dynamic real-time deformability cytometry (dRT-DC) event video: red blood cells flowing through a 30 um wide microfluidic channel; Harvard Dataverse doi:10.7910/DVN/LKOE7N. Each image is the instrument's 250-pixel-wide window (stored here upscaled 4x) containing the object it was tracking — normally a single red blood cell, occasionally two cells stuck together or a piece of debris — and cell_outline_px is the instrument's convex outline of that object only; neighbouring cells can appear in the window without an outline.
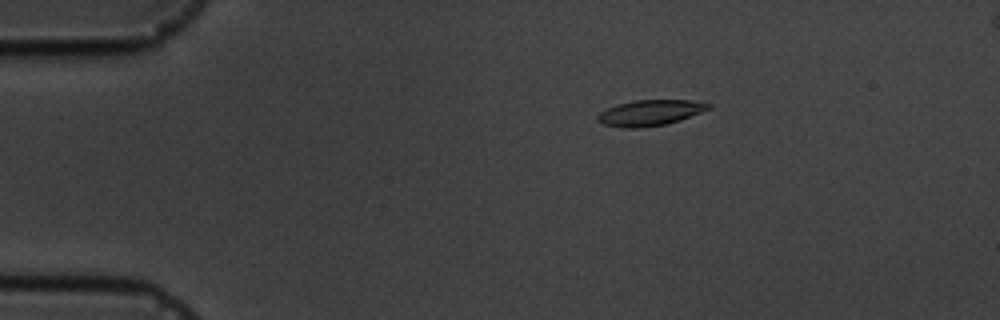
{"species": "common noctule bat (a hibernating species)", "species_latin": "Nyctalus noctula", "temperature_condition": "cold", "stored_images_in_passage": 6, "camera_frame_rate_fps": 3000, "um_per_image_px": 0.085, "animal": {"sex": "male", "body_mass_g": 19.5, "forearm_length_mm": 54.6}, "frame": {"image": 1, "passage_image": 1, "time_ms": 0.0, "image_size_px": [1000, 320], "cell_outline_px": [[712, 108], [680, 120], [668, 124], [636, 128], [624, 128], [604, 124], [596, 120], [596, 116], [600, 112], [616, 104], [632, 100], [692, 100], [712, 104]], "centroid_in_image_um": [55.26, 9.58], "position_along_channel_um": 29.7, "area_um2": 16.76}}
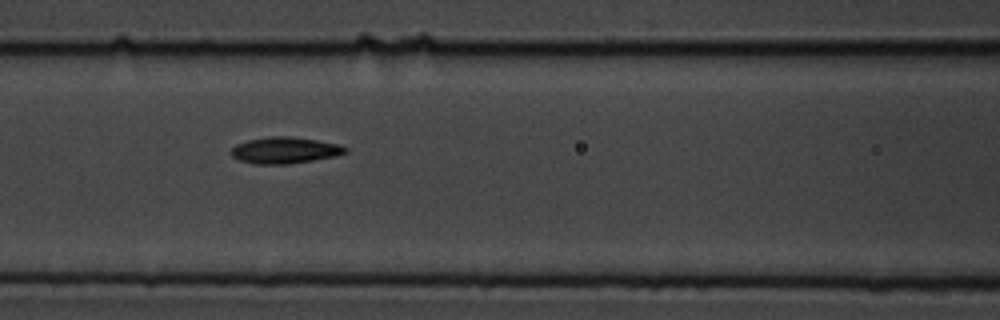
{"frame": {"image": 2, "passage_image": 5, "time_ms": 4.667, "image_size_px": [1000, 320], "cell_outline_px": [[348, 152], [336, 156], [288, 164], [252, 164], [240, 160], [232, 156], [228, 152], [236, 144], [248, 140], [268, 136], [292, 136], [340, 144], [348, 148]], "centroid_in_image_um": [24.2, 12.77], "position_along_channel_um": 142.4, "area_um2": 17.74}}
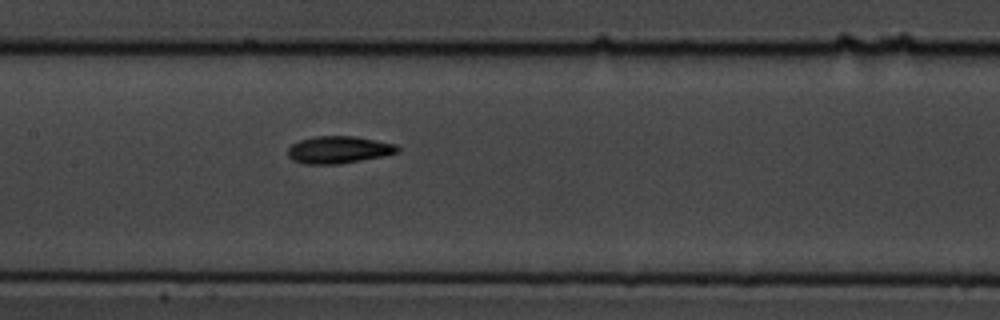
{"frame": {"image": 3, "passage_image": 6, "time_ms": 5.667, "image_size_px": [1000, 320], "cell_outline_px": [[400, 152], [384, 156], [340, 164], [304, 164], [292, 160], [288, 156], [288, 148], [292, 144], [300, 140], [316, 136], [356, 136], [396, 144], [400, 148]], "centroid_in_image_um": [28.81, 12.73], "position_along_channel_um": 178.6, "area_um2": 17.57}}